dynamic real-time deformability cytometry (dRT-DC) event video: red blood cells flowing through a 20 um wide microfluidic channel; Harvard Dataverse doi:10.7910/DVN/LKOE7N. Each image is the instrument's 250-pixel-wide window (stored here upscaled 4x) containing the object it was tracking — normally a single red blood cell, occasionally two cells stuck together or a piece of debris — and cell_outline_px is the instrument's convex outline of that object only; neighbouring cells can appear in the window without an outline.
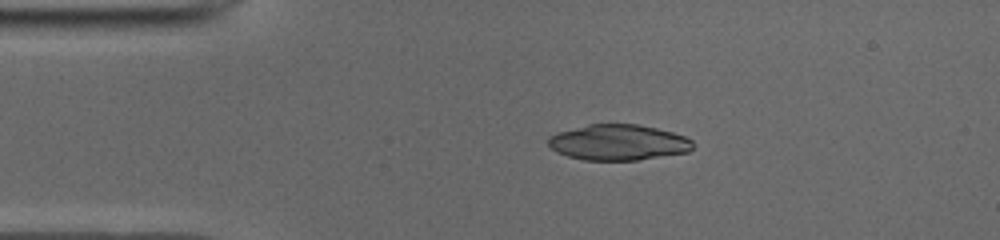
{"species": "common noctule bat (a hibernating species)", "species_latin": "Nyctalus noctula", "temperature_condition": "cold", "stored_images_in_passage": 49, "camera_frame_rate_fps": 3000, "um_per_image_px": 0.085, "animal": {"sex": "male", "body_mass_g": 19.0, "forearm_length_mm": 50.8}, "frame": {"image": 1, "passage_image": 9, "time_ms": 2.667, "image_size_px": [1000, 240], "cell_outline_px": [[692, 148], [688, 152], [640, 160], [584, 160], [568, 156], [556, 152], [548, 144], [548, 136], [556, 132], [588, 124], [636, 124], [656, 128], [672, 132], [684, 136], [692, 140]], "centroid_in_image_um": [52.53, 12.1], "position_along_channel_um": 32.5, "area_um2": 30.17}}